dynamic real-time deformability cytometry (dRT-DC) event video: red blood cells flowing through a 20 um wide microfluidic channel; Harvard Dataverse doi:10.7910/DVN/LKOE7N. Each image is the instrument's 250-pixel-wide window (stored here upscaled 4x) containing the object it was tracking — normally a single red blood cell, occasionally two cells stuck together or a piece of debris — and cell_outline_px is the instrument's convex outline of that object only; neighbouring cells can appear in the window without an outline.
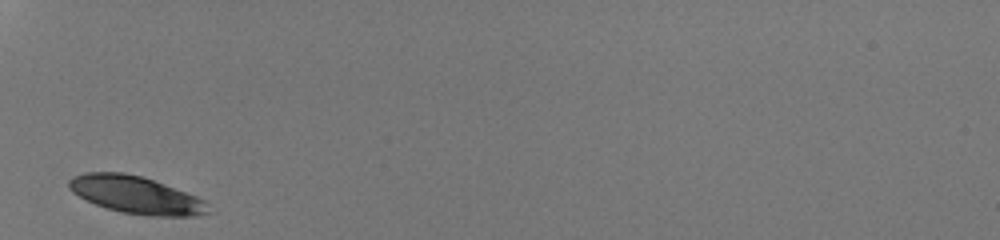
{"species": "human", "species_latin": "Homo sapiens", "temperature_condition": "room temperature", "stored_images_in_passage": 25, "camera_frame_rate_fps": 3000, "um_per_image_px": 0.085, "donor": {"sex": "male"}, "frame": {"image": 1, "passage_image": 1, "time_ms": 0.0, "image_size_px": [1000, 240], "cell_outline_px": [[208, 212], [196, 216], [148, 216], [124, 212], [108, 208], [96, 204], [72, 192], [68, 188], [68, 180], [72, 176], [84, 172], [124, 172], [140, 176], [164, 184], [196, 196], [204, 200], [208, 204]], "centroid_in_image_um": [11.53, 16.56], "position_along_channel_um": 73.5, "area_um2": 30.06}}
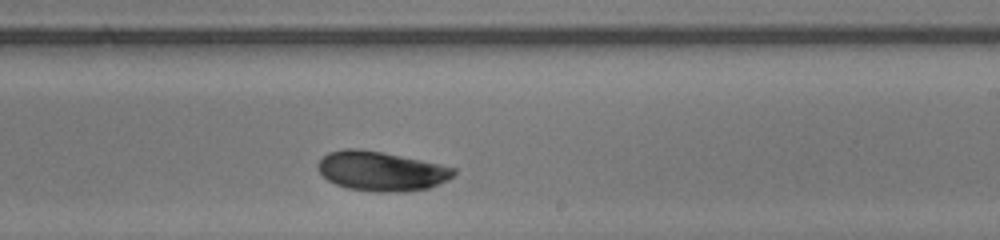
{"frame": {"image": 2, "passage_image": 15, "time_ms": 4.667, "image_size_px": [1000, 240], "cell_outline_px": [[456, 172], [452, 176], [440, 184], [428, 188], [404, 192], [376, 192], [348, 188], [336, 184], [328, 180], [316, 168], [316, 164], [328, 152], [344, 148], [356, 148], [380, 152], [420, 160], [456, 168]], "centroid_in_image_um": [32.38, 14.55], "position_along_channel_um": 256.6, "area_um2": 31.1}}
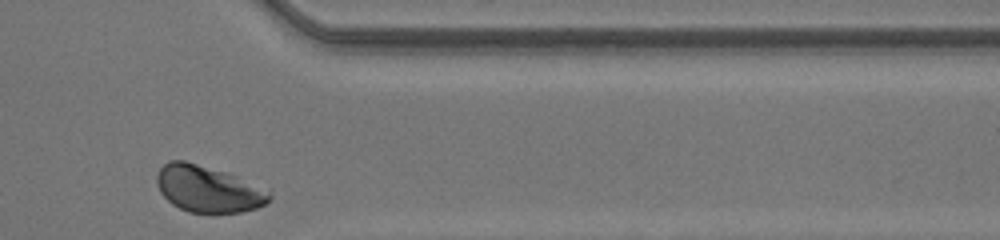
{"frame": {"image": 3, "passage_image": 25, "time_ms": 8.0, "image_size_px": [1000, 240], "cell_outline_px": [[272, 196], [264, 204], [256, 208], [240, 212], [188, 212], [172, 204], [160, 192], [156, 184], [156, 176], [160, 168], [168, 160], [184, 160], [228, 172], [268, 192]], "centroid_in_image_um": [17.61, 16.05], "position_along_channel_um": 393.8, "area_um2": 30.11}, "authors_computed_cell_mechanics": {"area_um2": 30.8652, "velocity_mm_per_s": 4.1461, "shape_relaxation_time_tau1_ms": 2.4248, "shape_relaxation_time_tau2_ms": 1.4983, "deformation_change_tau1": 0.0927, "deformation_change_tau2": 0.0335}}